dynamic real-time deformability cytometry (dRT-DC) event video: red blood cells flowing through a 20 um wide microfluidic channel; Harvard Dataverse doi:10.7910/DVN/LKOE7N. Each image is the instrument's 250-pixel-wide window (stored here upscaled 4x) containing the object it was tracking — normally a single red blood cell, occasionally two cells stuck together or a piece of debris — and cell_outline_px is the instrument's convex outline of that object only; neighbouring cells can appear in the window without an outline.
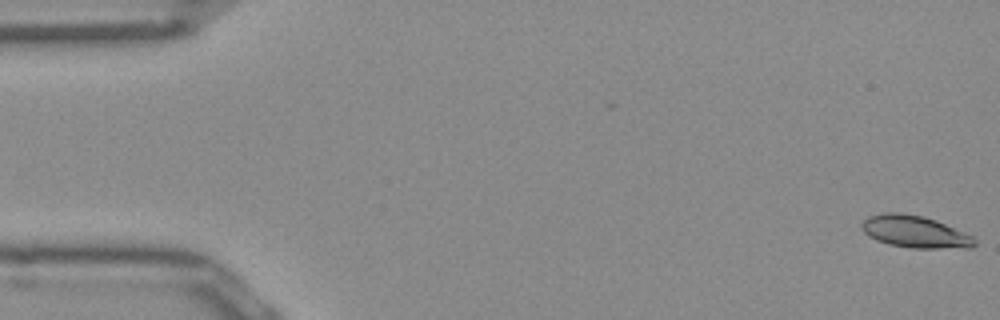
{"species": "Egyptian fruit bat (a non-hibernating species)", "species_latin": "Rousettus aegyptiacus", "temperature_condition": "room temperature", "stored_images_in_passage": 16, "camera_frame_rate_fps": 3000, "um_per_image_px": 0.085, "frame": {"image": 1, "passage_image": 1, "time_ms": 0.0, "image_size_px": [1000, 320], "cell_outline_px": [[976, 244], [972, 248], [912, 248], [888, 244], [876, 240], [868, 236], [860, 228], [860, 224], [868, 216], [884, 212], [900, 212], [924, 216], [936, 220], [964, 232], [972, 236], [976, 240]], "centroid_in_image_um": [77.74, 19.69], "position_along_channel_um": 7.3, "area_um2": 21.33}}